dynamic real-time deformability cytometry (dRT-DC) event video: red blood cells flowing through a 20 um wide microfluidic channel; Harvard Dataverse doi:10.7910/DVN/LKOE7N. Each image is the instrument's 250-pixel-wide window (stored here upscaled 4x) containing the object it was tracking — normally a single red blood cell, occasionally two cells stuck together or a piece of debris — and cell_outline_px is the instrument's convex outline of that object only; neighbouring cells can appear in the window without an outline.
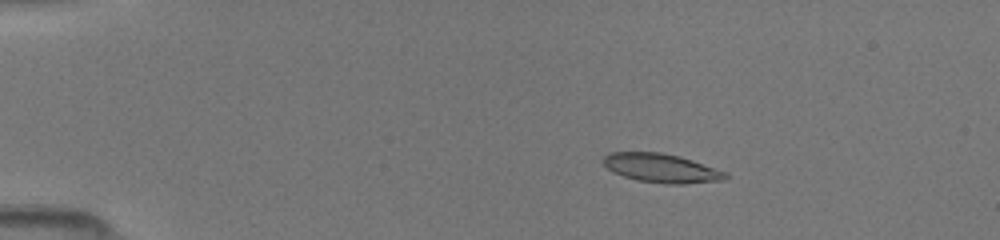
{"species": "common noctule bat (a hibernating species)", "species_latin": "Nyctalus noctula", "temperature_condition": "room temperature", "stored_images_in_passage": 51, "camera_frame_rate_fps": 3000, "um_per_image_px": 0.085, "animal": {"sex": "female", "body_mass_g": 19.5, "forearm_length_mm": 54.1}, "frame": {"image": 1, "passage_image": 10, "time_ms": 3.0, "image_size_px": [1000, 240], "cell_outline_px": [[728, 180], [684, 184], [668, 184], [636, 180], [612, 172], [604, 164], [604, 156], [608, 152], [660, 152], [680, 156], [728, 172]], "centroid_in_image_um": [56.26, 14.29], "position_along_channel_um": 28.7, "area_um2": 20.75}}
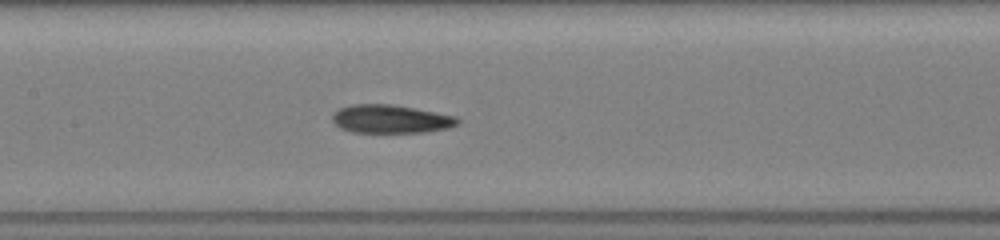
{"frame": {"image": 2, "passage_image": 26, "time_ms": 8.333, "image_size_px": [1000, 240], "cell_outline_px": [[460, 124], [448, 128], [424, 132], [352, 132], [340, 128], [332, 120], [332, 112], [340, 108], [352, 104], [392, 104], [456, 116], [460, 120]], "centroid_in_image_um": [33.2, 10.11], "position_along_channel_um": 174.2, "area_um2": 20.69}}
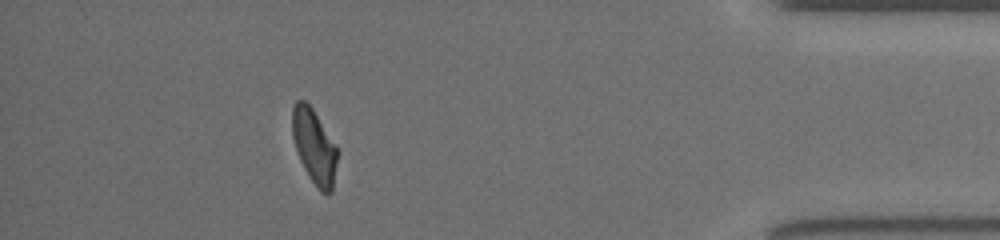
{"frame": {"image": 3, "passage_image": 46, "time_ms": 15.0, "image_size_px": [1000, 240], "cell_outline_px": [[340, 152], [332, 192], [320, 192], [316, 188], [308, 176], [300, 160], [292, 136], [292, 108], [296, 100], [304, 100], [312, 108], [336, 144]], "centroid_in_image_um": [26.74, 12.47], "position_along_channel_um": 408.5, "area_um2": 19.94}}